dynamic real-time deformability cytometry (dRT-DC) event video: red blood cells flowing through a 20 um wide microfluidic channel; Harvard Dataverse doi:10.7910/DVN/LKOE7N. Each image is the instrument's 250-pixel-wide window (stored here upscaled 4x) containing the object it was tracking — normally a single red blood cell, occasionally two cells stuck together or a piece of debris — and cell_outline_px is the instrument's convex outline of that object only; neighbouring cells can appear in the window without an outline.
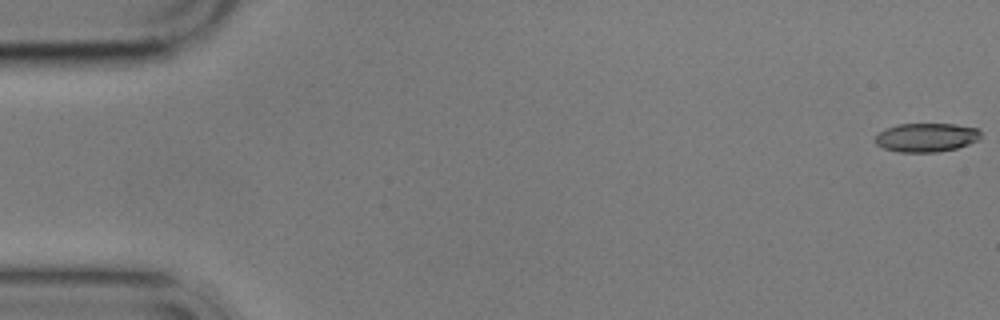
{"species": "common noctule bat (a hibernating species)", "species_latin": "Nyctalus noctula", "temperature_condition": "cold", "stored_images_in_passage": 7, "camera_frame_rate_fps": 3000, "um_per_image_px": 0.085, "animal": {"sex": "male", "body_mass_g": 17.9}, "frame": {"image": 1, "passage_image": 1, "time_ms": 0.0, "image_size_px": [1000, 320], "cell_outline_px": [[980, 140], [956, 148], [936, 152], [900, 152], [884, 148], [876, 144], [876, 136], [880, 132], [888, 128], [900, 124], [956, 124], [980, 128]], "centroid_in_image_um": [78.79, 11.68], "position_along_channel_um": 6.2, "area_um2": 17.63}}
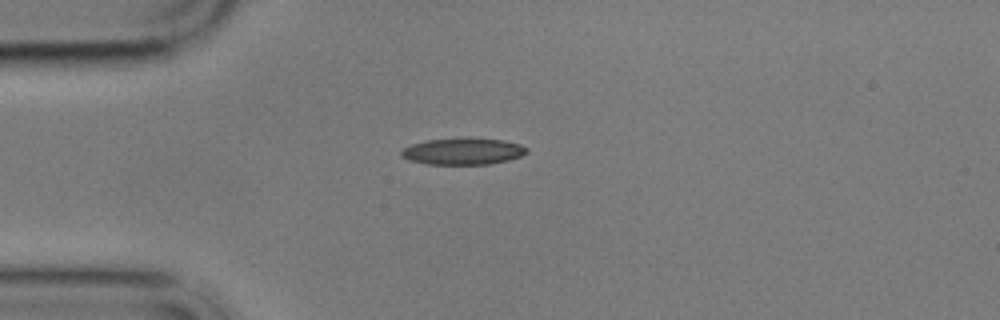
{"frame": {"image": 2, "passage_image": 5, "time_ms": 4.667, "image_size_px": [1000, 320], "cell_outline_px": [[528, 152], [520, 156], [508, 160], [488, 164], [424, 164], [408, 160], [400, 156], [400, 152], [404, 148], [412, 144], [424, 140], [504, 140], [520, 144], [528, 148]], "centroid_in_image_um": [39.32, 12.9], "position_along_channel_um": 45.7, "area_um2": 18.84}}